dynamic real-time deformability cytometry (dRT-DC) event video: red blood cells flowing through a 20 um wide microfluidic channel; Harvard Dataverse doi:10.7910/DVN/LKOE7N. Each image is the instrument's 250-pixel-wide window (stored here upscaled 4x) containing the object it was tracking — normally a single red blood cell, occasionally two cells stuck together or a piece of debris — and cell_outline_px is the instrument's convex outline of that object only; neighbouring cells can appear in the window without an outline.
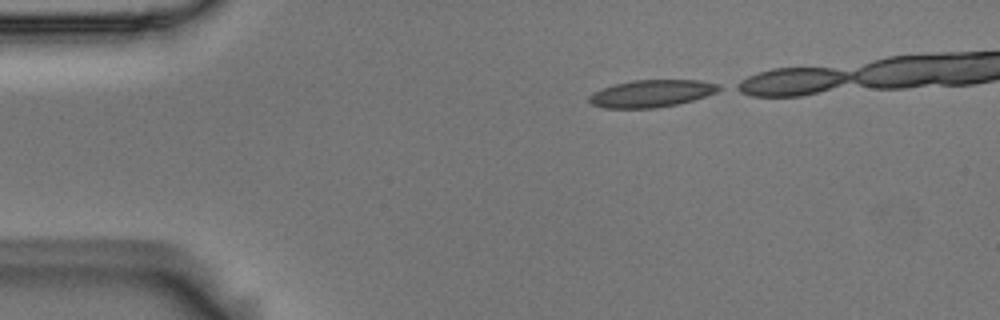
{"species": "Egyptian fruit bat (a non-hibernating species)", "species_latin": "Rousettus aegyptiacus", "temperature_condition": "room temperature", "stored_images_in_passage": 15, "camera_frame_rate_fps": 3000, "um_per_image_px": 0.085, "animal": {"sex": "male"}, "frame": {"image": 1, "passage_image": 1, "time_ms": 0.0, "image_size_px": [1000, 320], "cell_outline_px": [[724, 88], [716, 92], [692, 100], [676, 104], [656, 108], [604, 108], [592, 104], [588, 100], [588, 96], [592, 92], [616, 84], [632, 80], [700, 80], [720, 84]], "centroid_in_image_um": [55.39, 7.94], "position_along_channel_um": 29.6, "area_um2": 20.58}}
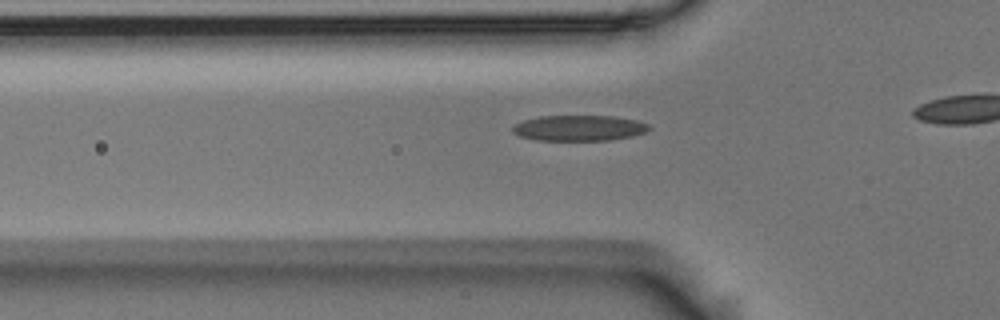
{"frame": {"image": 2, "passage_image": 9, "time_ms": 2.667, "image_size_px": [1000, 320], "cell_outline_px": [[652, 128], [644, 132], [632, 136], [608, 140], [536, 140], [520, 136], [512, 132], [512, 128], [516, 124], [524, 120], [540, 116], [612, 116], [636, 120], [648, 124]], "centroid_in_image_um": [49.22, 10.88], "position_along_channel_um": 76.6, "area_um2": 20.23}}
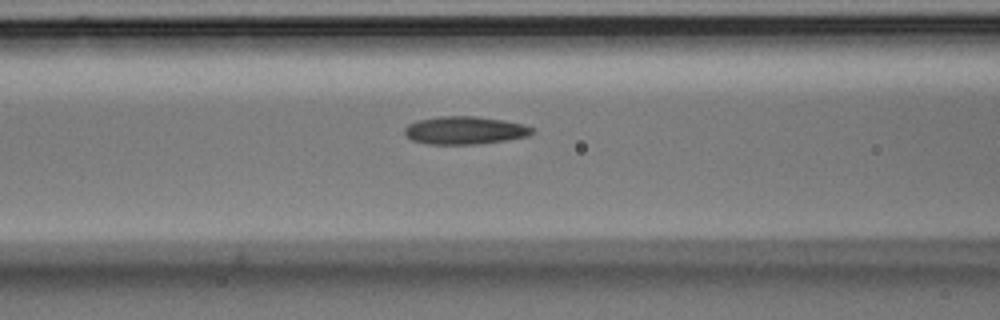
{"frame": {"image": 3, "passage_image": 13, "time_ms": 4.0, "image_size_px": [1000, 320], "cell_outline_px": [[536, 132], [528, 136], [480, 144], [428, 144], [412, 140], [404, 132], [404, 128], [408, 124], [416, 120], [440, 116], [476, 116], [504, 120], [524, 124], [536, 128]], "centroid_in_image_um": [39.54, 11.07], "position_along_channel_um": 127.1, "area_um2": 20.92}}